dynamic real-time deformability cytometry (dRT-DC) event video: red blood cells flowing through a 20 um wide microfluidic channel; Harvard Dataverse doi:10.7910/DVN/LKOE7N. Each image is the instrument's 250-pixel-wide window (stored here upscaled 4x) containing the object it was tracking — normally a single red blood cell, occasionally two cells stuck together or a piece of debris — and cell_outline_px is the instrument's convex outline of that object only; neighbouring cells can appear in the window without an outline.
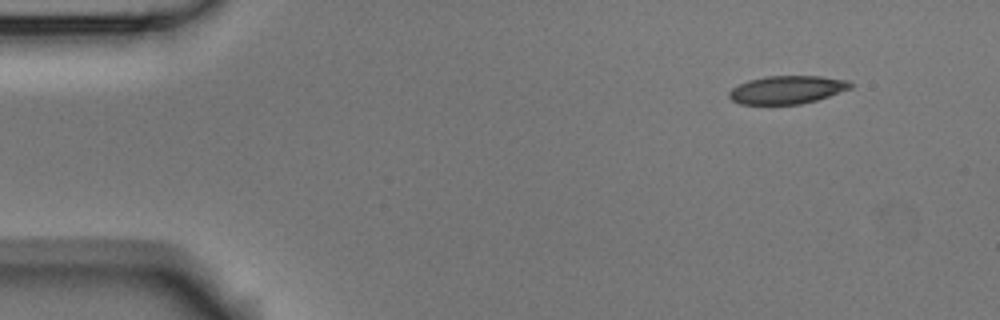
{"species": "Egyptian fruit bat (a non-hibernating species)", "species_latin": "Rousettus aegyptiacus", "temperature_condition": "room temperature", "stored_images_in_passage": 4, "segment_of_instrument_passage": [2, 2], "camera_frame_rate_fps": 3000, "um_per_image_px": 0.085, "animal": {"sex": "male"}, "frame": {"image": 1, "passage_image": 4, "time_ms": 1.0, "image_size_px": [1000, 320], "cell_outline_px": [[856, 84], [852, 88], [816, 100], [800, 104], [740, 104], [732, 100], [728, 96], [728, 92], [732, 88], [748, 80], [768, 76], [820, 76], [848, 80]], "centroid_in_image_um": [66.92, 7.62], "position_along_channel_um": 18.1, "area_um2": 19.88}}